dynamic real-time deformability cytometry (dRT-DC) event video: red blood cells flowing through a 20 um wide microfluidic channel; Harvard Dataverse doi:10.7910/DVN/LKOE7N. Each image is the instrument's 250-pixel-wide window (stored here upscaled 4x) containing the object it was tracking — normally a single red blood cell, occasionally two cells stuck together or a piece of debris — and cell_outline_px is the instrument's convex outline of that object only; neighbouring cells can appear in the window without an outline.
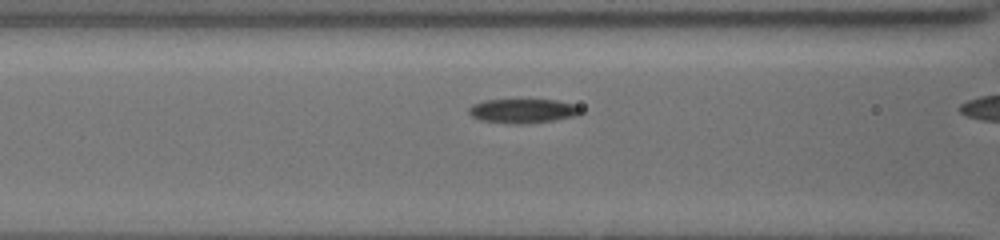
{"species": "common noctule bat (a hibernating species)", "species_latin": "Nyctalus noctula", "temperature_condition": "cold", "stored_images_in_passage": 8, "camera_frame_rate_fps": 3000, "um_per_image_px": 0.085, "animal": {"sex": "female", "body_mass_g": 19.5, "forearm_length_mm": 54.1}, "frame": {"image": 1, "passage_image": 6, "time_ms": 2.667, "image_size_px": [1000, 240], "cell_outline_px": [[584, 112], [580, 116], [556, 120], [524, 124], [512, 124], [480, 120], [472, 116], [468, 112], [468, 108], [472, 104], [484, 100], [556, 100], [576, 104]], "centroid_in_image_um": [44.5, 9.43], "position_along_channel_um": 122.1, "area_um2": 16.13}}